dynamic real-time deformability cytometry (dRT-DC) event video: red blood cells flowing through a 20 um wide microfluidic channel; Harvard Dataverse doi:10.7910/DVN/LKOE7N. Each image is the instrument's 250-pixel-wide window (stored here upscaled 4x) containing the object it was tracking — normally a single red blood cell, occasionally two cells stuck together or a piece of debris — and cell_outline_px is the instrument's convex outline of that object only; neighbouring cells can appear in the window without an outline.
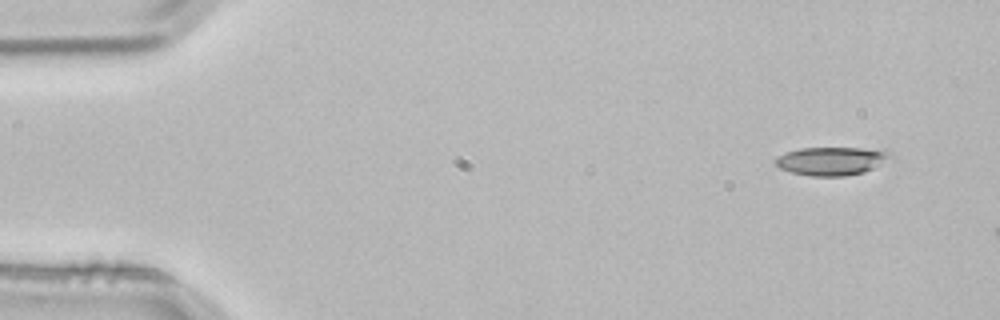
{"species": "common noctule bat (a hibernating species)", "species_latin": "Nyctalus noctula", "temperature_condition": "room temperature", "stored_images_in_passage": 2, "camera_frame_rate_fps": 3000, "um_per_image_px": 0.085, "animal": {"sex": "male", "body_mass_g": 21.5, "forearm_length_mm": 52.0}, "frame": {"image": 1, "passage_image": 1, "time_ms": 0.0, "image_size_px": [1000, 320], "cell_outline_px": [[896, 160], [864, 172], [844, 176], [812, 176], [792, 172], [780, 168], [776, 164], [776, 156], [800, 148], [888, 148], [896, 156]], "centroid_in_image_um": [70.89, 13.66], "position_along_channel_um": 14.1, "area_um2": 19.65}}